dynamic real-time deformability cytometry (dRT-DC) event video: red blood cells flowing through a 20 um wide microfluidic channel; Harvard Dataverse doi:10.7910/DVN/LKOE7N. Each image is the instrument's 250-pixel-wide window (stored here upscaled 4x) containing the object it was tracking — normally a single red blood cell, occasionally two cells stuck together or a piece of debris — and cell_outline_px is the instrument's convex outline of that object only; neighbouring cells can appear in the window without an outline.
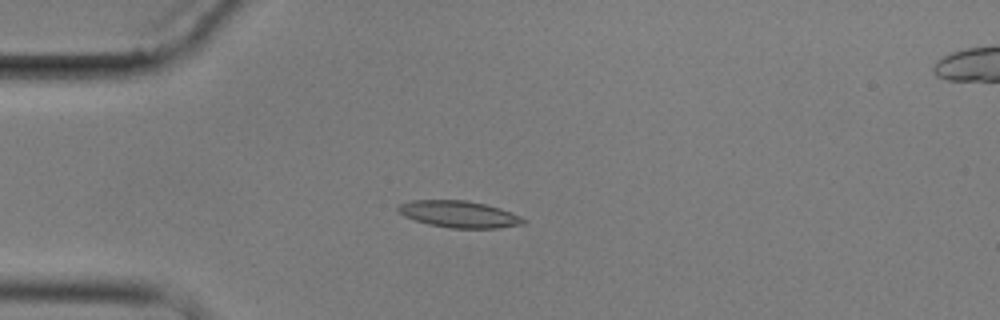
{"species": "common noctule bat (a hibernating species)", "species_latin": "Nyctalus noctula", "temperature_condition": "cold", "stored_images_in_passage": 10, "camera_frame_rate_fps": 3000, "um_per_image_px": 0.085, "animal": {"sex": "male", "body_mass_g": 17.9}, "frame": {"image": 1, "passage_image": 4, "time_ms": 4.667, "image_size_px": [1000, 320], "cell_outline_px": [[528, 220], [524, 224], [500, 228], [452, 228], [428, 224], [404, 216], [396, 212], [396, 208], [400, 204], [412, 200], [464, 200], [484, 204], [500, 208], [512, 212]], "centroid_in_image_um": [39.03, 18.21], "position_along_channel_um": 46.0, "area_um2": 19.59}}
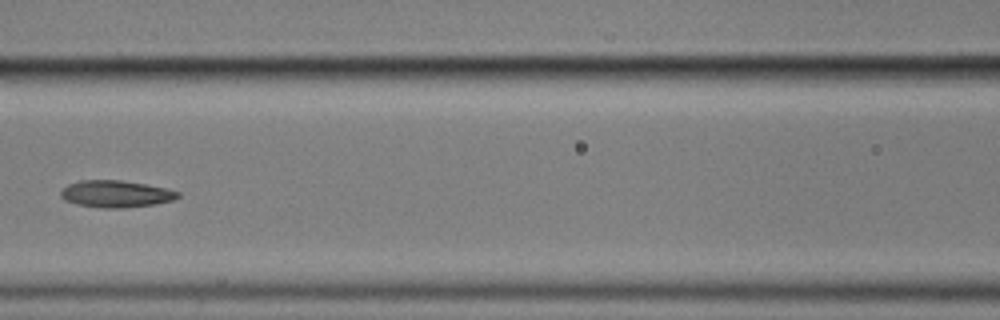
{"frame": {"image": 2, "passage_image": 7, "time_ms": 8.333, "image_size_px": [1000, 320], "cell_outline_px": [[180, 196], [172, 200], [156, 204], [124, 208], [100, 208], [76, 204], [64, 200], [60, 196], [60, 192], [68, 184], [80, 180], [120, 180], [144, 184], [164, 188], [180, 192]], "centroid_in_image_um": [9.82, 16.49], "position_along_channel_um": 156.8, "area_um2": 18.38}}
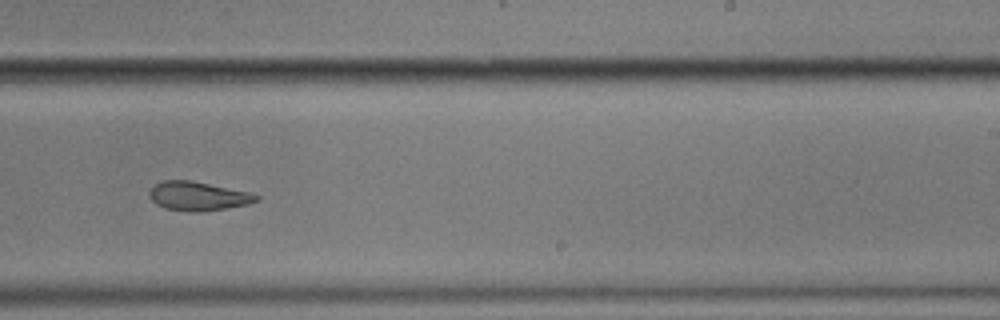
{"frame": {"image": 3, "passage_image": 10, "time_ms": 11.667, "image_size_px": [1000, 320], "cell_outline_px": [[260, 200], [248, 204], [200, 212], [192, 212], [164, 208], [156, 204], [148, 196], [148, 192], [156, 184], [164, 180], [188, 180], [248, 192], [260, 196]], "centroid_in_image_um": [16.8, 16.68], "position_along_channel_um": 272.2, "area_um2": 17.8}}